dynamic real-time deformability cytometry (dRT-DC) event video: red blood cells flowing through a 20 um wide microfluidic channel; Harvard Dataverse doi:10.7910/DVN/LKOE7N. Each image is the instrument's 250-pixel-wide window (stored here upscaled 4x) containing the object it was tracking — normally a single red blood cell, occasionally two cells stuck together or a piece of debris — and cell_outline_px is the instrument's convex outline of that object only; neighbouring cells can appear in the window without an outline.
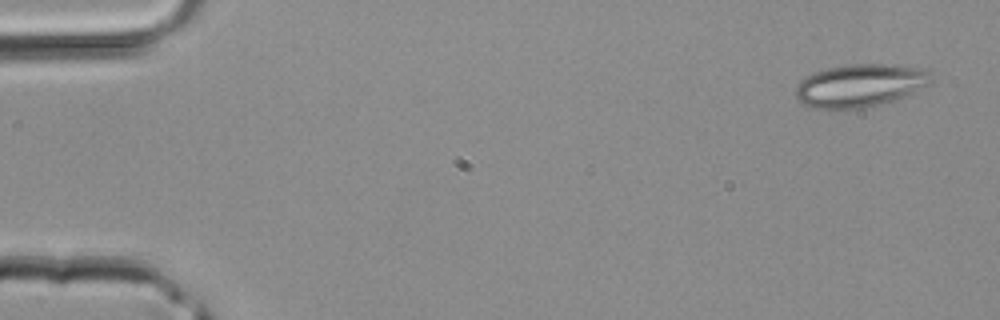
{"species": "common noctule bat (a hibernating species)", "species_latin": "Nyctalus noctula", "temperature_condition": "room temperature", "stored_images_in_passage": 40, "camera_frame_rate_fps": 3000, "um_per_image_px": 0.085, "animal": {"sex": "male", "body_mass_g": 20.4}, "frame": {"image": 1, "passage_image": 1, "time_ms": 0.0, "image_size_px": [1000, 320], "cell_outline_px": [[932, 84], [896, 100], [864, 108], [812, 108], [800, 104], [796, 96], [796, 84], [800, 80], [812, 72], [844, 64], [900, 64], [920, 68], [928, 72], [932, 80]], "centroid_in_image_um": [73.1, 7.26], "position_along_channel_um": 11.9, "area_um2": 34.28}}
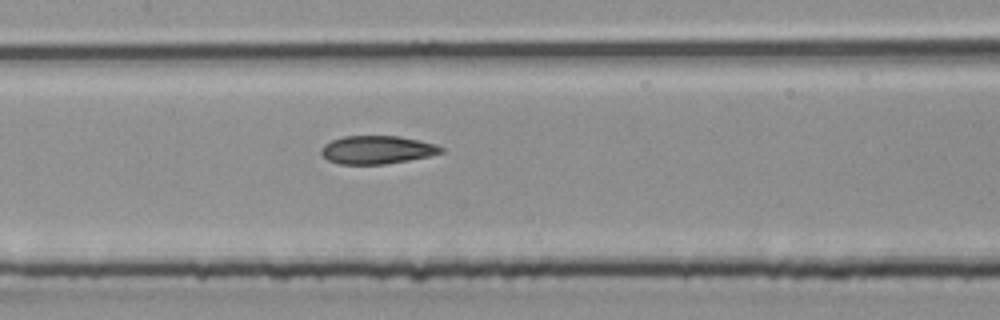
{"frame": {"image": 2, "passage_image": 19, "time_ms": 6.0, "image_size_px": [1000, 320], "cell_outline_px": [[444, 152], [428, 156], [408, 160], [384, 164], [340, 164], [328, 160], [320, 152], [320, 148], [324, 144], [332, 140], [344, 136], [396, 136], [420, 140], [436, 144], [444, 148]], "centroid_in_image_um": [32.05, 12.73], "position_along_channel_um": 175.4, "area_um2": 19.65}}
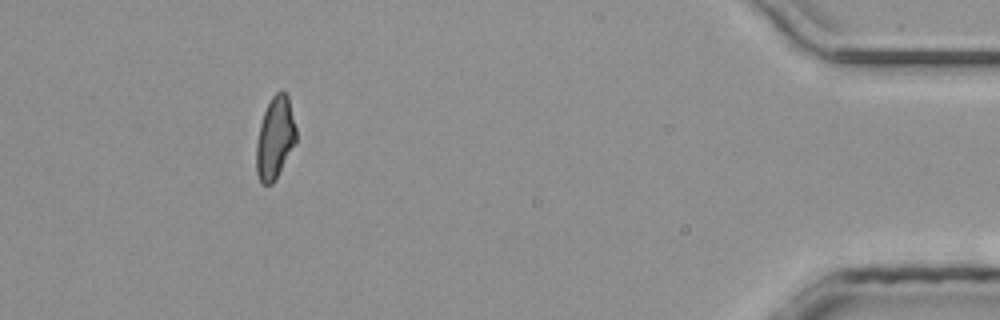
{"frame": {"image": 3, "passage_image": 37, "time_ms": 12.0, "image_size_px": [1000, 320], "cell_outline_px": [[296, 140], [272, 184], [260, 184], [256, 172], [256, 144], [260, 124], [264, 112], [272, 96], [276, 92], [284, 92], [288, 96], [296, 128]], "centroid_in_image_um": [23.35, 11.73], "position_along_channel_um": 411.8, "area_um2": 18.67}}